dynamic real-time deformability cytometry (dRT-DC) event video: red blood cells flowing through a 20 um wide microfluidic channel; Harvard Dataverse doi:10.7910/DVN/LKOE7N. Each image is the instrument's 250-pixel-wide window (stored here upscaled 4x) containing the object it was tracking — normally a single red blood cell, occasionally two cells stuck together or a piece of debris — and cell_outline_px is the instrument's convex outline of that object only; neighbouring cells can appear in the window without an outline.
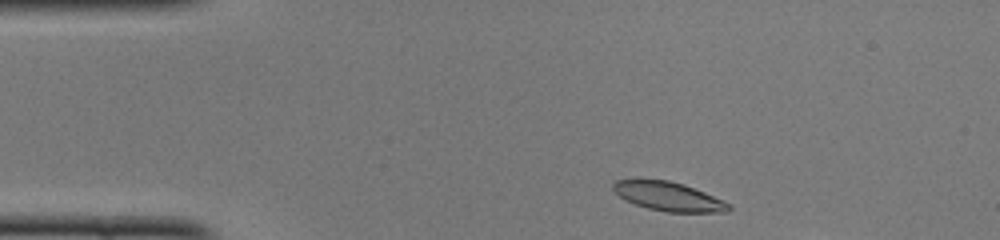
{"species": "common noctule bat (a hibernating species)", "species_latin": "Nyctalus noctula", "temperature_condition": "cold", "stored_images_in_passage": 9, "camera_frame_rate_fps": 3000, "um_per_image_px": 0.085, "animal": {"sex": "female", "body_mass_g": 22.0, "forearm_length_mm": 56.7}, "frame": {"image": 1, "passage_image": 2, "time_ms": 0.333, "image_size_px": [1000, 240], "cell_outline_px": [[732, 208], [728, 212], [668, 212], [648, 208], [624, 200], [612, 188], [612, 184], [616, 180], [668, 180], [684, 184], [724, 200], [732, 204]], "centroid_in_image_um": [56.87, 16.71], "position_along_channel_um": 28.1, "area_um2": 19.42}}